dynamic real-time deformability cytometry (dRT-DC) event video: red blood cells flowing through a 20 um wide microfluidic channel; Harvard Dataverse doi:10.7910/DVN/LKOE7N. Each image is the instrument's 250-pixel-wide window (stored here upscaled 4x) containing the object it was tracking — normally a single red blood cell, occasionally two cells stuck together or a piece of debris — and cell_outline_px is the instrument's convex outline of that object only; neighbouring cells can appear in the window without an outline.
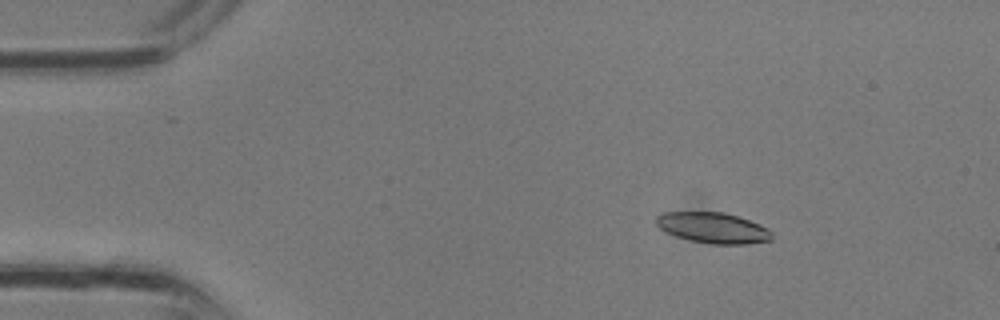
{"species": "common noctule bat (a hibernating species)", "species_latin": "Nyctalus noctula", "temperature_condition": "room temperature", "stored_images_in_passage": 3, "camera_frame_rate_fps": 3000, "um_per_image_px": 0.085, "animal": {"sex": "male", "body_mass_g": 13.3}, "frame": {"image": 1, "passage_image": 2, "time_ms": 0.333, "image_size_px": [1000, 320], "cell_outline_px": [[772, 240], [748, 244], [712, 244], [692, 240], [676, 236], [660, 228], [656, 224], [656, 216], [664, 212], [724, 212], [760, 224], [768, 228], [772, 232]], "centroid_in_image_um": [60.63, 19.36], "position_along_channel_um": 24.4, "area_um2": 20.58}}